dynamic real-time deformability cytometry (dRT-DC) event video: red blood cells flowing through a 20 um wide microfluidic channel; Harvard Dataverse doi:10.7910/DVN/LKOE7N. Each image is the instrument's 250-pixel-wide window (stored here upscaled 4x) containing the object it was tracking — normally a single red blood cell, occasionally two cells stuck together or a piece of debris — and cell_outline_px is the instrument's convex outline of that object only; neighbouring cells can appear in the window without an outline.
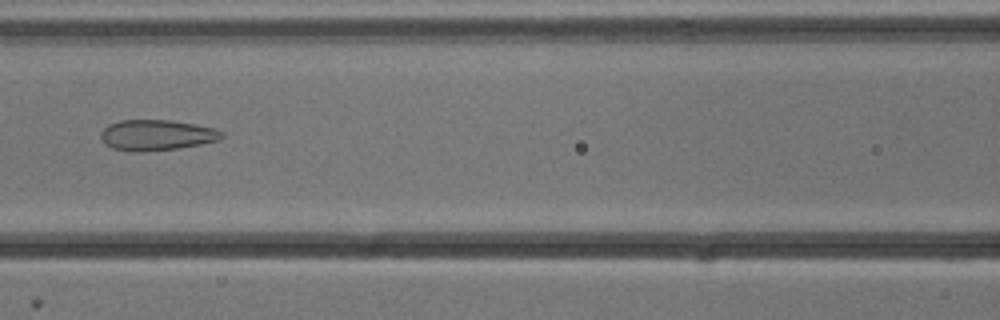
{"species": "common noctule bat (a hibernating species)", "species_latin": "Nyctalus noctula", "temperature_condition": "cold", "stored_images_in_passage": 44, "camera_frame_rate_fps": 3000, "um_per_image_px": 0.085, "animal": {"sex": "male", "body_mass_g": 13.3}, "frame": {"image": 1, "passage_image": 14, "time_ms": 4.333, "image_size_px": [1000, 320], "cell_outline_px": [[224, 136], [220, 140], [180, 148], [136, 152], [128, 152], [112, 148], [104, 144], [100, 140], [100, 132], [108, 124], [120, 120], [172, 120], [196, 124], [216, 128], [224, 132]], "centroid_in_image_um": [13.3, 11.48], "position_along_channel_um": 153.3, "area_um2": 22.02}}
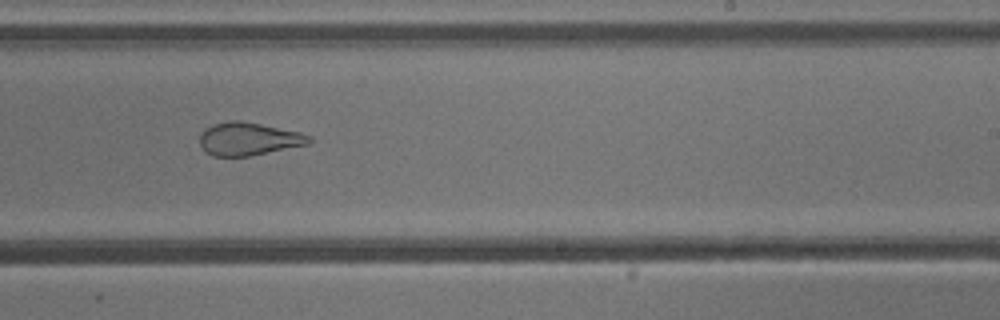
{"frame": {"image": 2, "passage_image": 23, "time_ms": 7.333, "image_size_px": [1000, 320], "cell_outline_px": [[312, 140], [308, 144], [248, 156], [212, 156], [204, 152], [200, 144], [200, 132], [212, 124], [232, 120], [240, 120], [300, 132], [312, 136]], "centroid_in_image_um": [21.09, 11.8], "position_along_channel_um": 267.9, "area_um2": 20.98}}
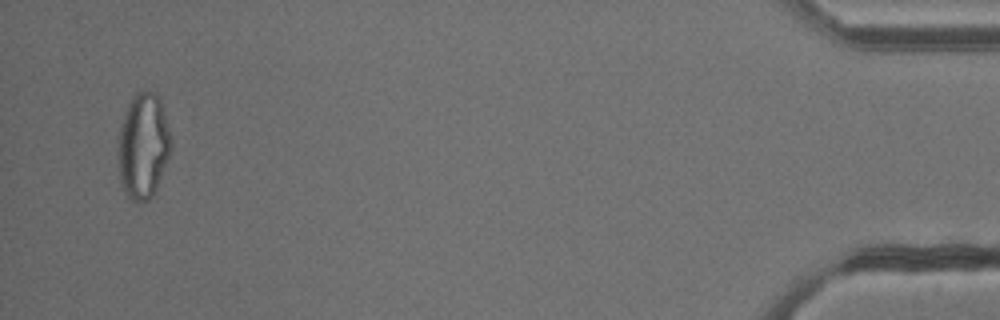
{"frame": {"image": 3, "passage_image": 42, "time_ms": 13.667, "image_size_px": [1000, 320], "cell_outline_px": [[172, 144], [168, 156], [156, 188], [152, 196], [148, 200], [140, 204], [132, 200], [128, 196], [120, 184], [116, 148], [120, 124], [124, 112], [132, 96], [136, 92], [156, 92], [160, 96], [172, 136]], "centroid_in_image_um": [12.15, 12.38], "position_along_channel_um": 423.1, "area_um2": 33.23}, "authors_computed_cell_mechanics": {"area_um2": 26.299, "velocity_mm_per_s": 3.8397, "shape_relaxation_time_tau1_ms": null, "shape_relaxation_time_tau2_ms": 1.6198, "deformation_change_tau1": null, "deformation_change_tau2": 0.1013}}